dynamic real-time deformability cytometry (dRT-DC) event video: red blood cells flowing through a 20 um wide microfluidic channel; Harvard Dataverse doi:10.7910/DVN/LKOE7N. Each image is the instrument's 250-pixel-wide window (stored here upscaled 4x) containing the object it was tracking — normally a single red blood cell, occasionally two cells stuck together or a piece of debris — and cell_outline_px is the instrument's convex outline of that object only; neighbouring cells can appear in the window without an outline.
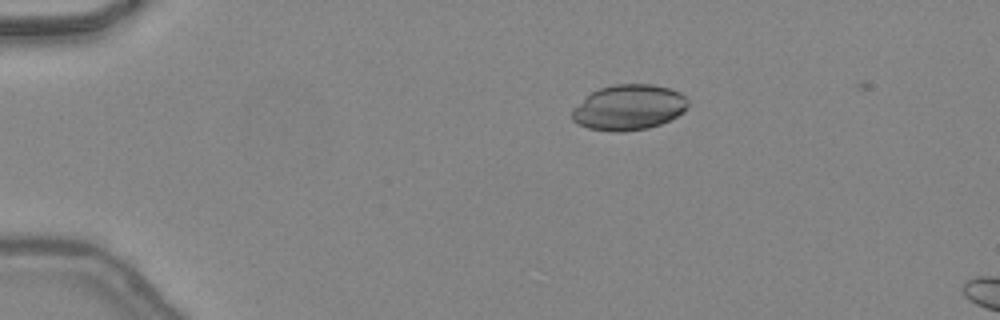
{"species": "common noctule bat (a hibernating species)", "species_latin": "Nyctalus noctula", "temperature_condition": "warm", "stored_images_in_passage": 6, "camera_frame_rate_fps": 3000, "um_per_image_px": 0.085, "animal": {"sex": "female", "body_mass_g": 24.6, "forearm_length_mm": 56.2}, "frame": {"image": 1, "passage_image": 1, "time_ms": 0.0, "image_size_px": [1000, 320], "cell_outline_px": [[688, 108], [684, 112], [660, 124], [648, 128], [620, 132], [588, 128], [572, 120], [572, 108], [592, 92], [600, 88], [616, 84], [652, 84], [668, 88], [680, 92], [688, 100]], "centroid_in_image_um": [53.46, 9.12], "position_along_channel_um": 31.5, "area_um2": 30.52}}